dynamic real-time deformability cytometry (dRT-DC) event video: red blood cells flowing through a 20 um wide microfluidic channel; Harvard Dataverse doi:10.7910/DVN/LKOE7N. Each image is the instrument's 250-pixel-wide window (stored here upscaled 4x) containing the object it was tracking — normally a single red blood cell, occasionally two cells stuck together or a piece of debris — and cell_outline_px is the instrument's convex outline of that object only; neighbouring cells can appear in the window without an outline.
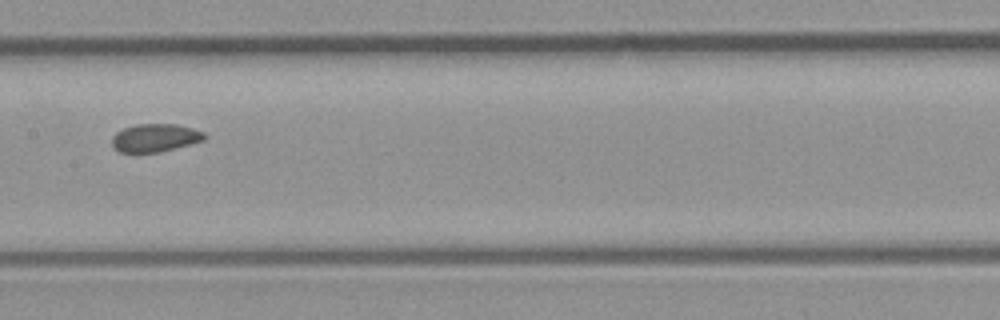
{"species": "common noctule bat (a hibernating species)", "species_latin": "Nyctalus noctula", "temperature_condition": "room temperature", "stored_images_in_passage": 9, "camera_frame_rate_fps": 3000, "um_per_image_px": 0.085, "animal": {"sex": "male", "body_mass_g": 23.1, "forearm_length_mm": 52.7}, "frame": {"image": 1, "passage_image": 7, "time_ms": 7.0, "image_size_px": [1000, 320], "cell_outline_px": [[208, 136], [204, 140], [160, 152], [120, 152], [112, 148], [112, 136], [116, 132], [124, 128], [136, 124], [176, 124], [192, 128], [204, 132]], "centroid_in_image_um": [13.17, 11.71], "position_along_channel_um": 194.2, "area_um2": 15.14}}
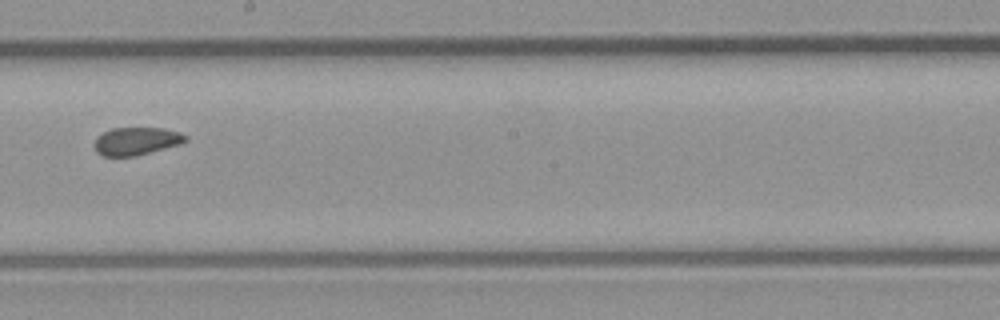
{"frame": {"image": 2, "passage_image": 8, "time_ms": 8.0, "image_size_px": [1000, 320], "cell_outline_px": [[188, 140], [180, 144], [136, 156], [100, 156], [96, 152], [92, 144], [96, 136], [112, 128], [164, 128], [180, 132], [188, 136]], "centroid_in_image_um": [11.56, 12.0], "position_along_channel_um": 236.6, "area_um2": 15.03}}
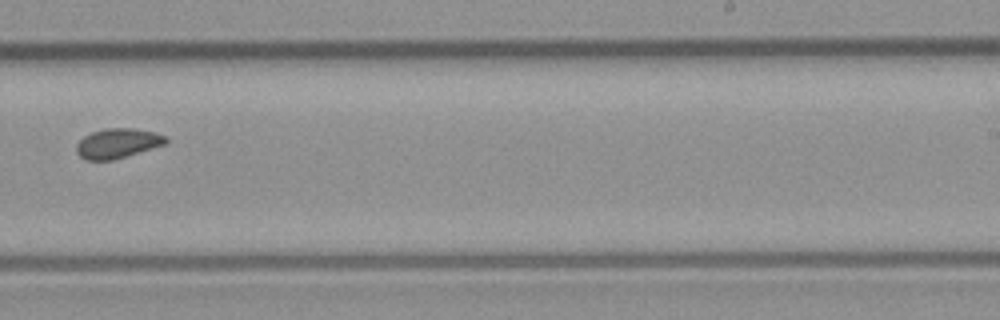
{"frame": {"image": 3, "passage_image": 9, "time_ms": 9.0, "image_size_px": [1000, 320], "cell_outline_px": [[168, 144], [112, 160], [84, 160], [76, 152], [76, 144], [84, 136], [92, 132], [104, 128], [136, 128], [156, 132], [168, 136]], "centroid_in_image_um": [10.04, 12.17], "position_along_channel_um": 279.0, "area_um2": 15.78}}